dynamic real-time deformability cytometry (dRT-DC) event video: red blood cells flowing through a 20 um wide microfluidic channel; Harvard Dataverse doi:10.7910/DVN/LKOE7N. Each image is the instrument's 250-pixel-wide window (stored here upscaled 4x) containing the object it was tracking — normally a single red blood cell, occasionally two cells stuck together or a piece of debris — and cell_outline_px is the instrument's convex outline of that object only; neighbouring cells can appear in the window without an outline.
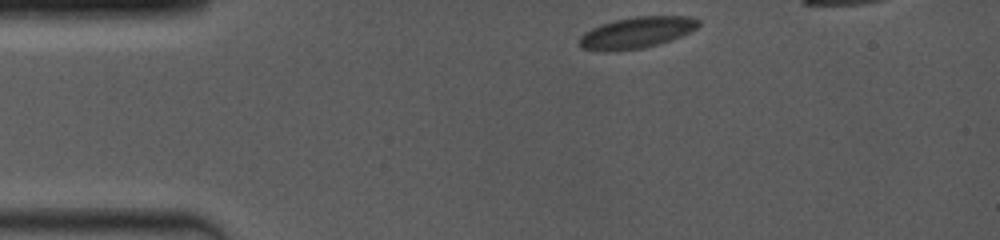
{"species": "common noctule bat (a hibernating species)", "species_latin": "Nyctalus noctula", "temperature_condition": "room temperature", "stored_images_in_passage": 32, "camera_frame_rate_fps": 4000, "um_per_image_px": 0.085, "animal": {"sex": "female", "body_mass_g": 19.0, "forearm_length_mm": 53.3}, "frame": {"image": 1, "passage_image": 1, "time_ms": 0.0, "image_size_px": [1000, 240], "cell_outline_px": [[700, 24], [696, 28], [672, 40], [660, 44], [644, 48], [604, 52], [580, 48], [580, 36], [584, 32], [600, 24], [616, 20], [636, 16], [688, 16], [700, 20]], "centroid_in_image_um": [54.1, 2.78], "position_along_channel_um": 30.9, "area_um2": 21.79}}
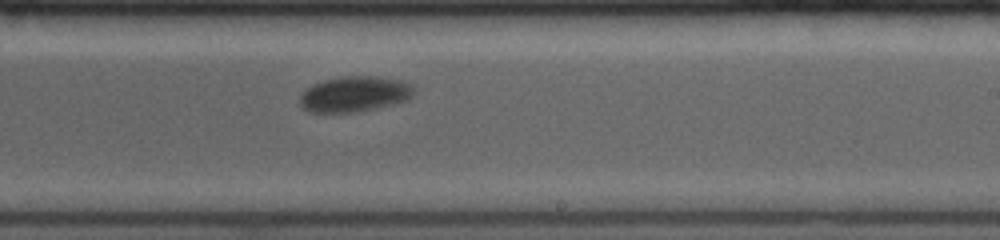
{"frame": {"image": 2, "passage_image": 20, "time_ms": 7.25, "image_size_px": [1000, 240], "cell_outline_px": [[412, 96], [408, 100], [392, 104], [356, 112], [308, 112], [300, 104], [300, 96], [312, 84], [324, 80], [348, 76], [368, 76], [400, 80], [412, 84]], "centroid_in_image_um": [30.12, 8.0], "position_along_channel_um": 258.9, "area_um2": 23.24}}
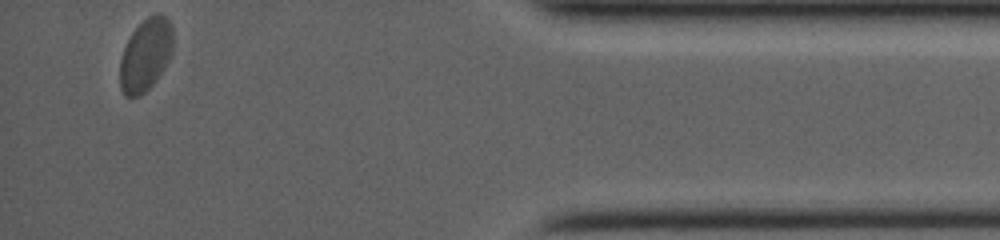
{"frame": {"image": 3, "passage_image": 32, "time_ms": 12.5, "image_size_px": [1000, 240], "cell_outline_px": [[172, 52], [164, 68], [156, 80], [144, 92], [136, 96], [124, 96], [120, 88], [120, 60], [124, 48], [132, 32], [148, 16], [156, 12], [160, 12], [172, 24]], "centroid_in_image_um": [12.38, 4.64], "position_along_channel_um": 422.8, "area_um2": 22.25}, "authors_computed_cell_mechanics": {"area_um2": 23.1489, "velocity_mm_per_s": 3.8759, "shape_relaxation_time_tau1_ms": 1.7789, "shape_relaxation_time_tau2_ms": null, "deformation_change_tau1": 0.0494, "deformation_change_tau2": null}}